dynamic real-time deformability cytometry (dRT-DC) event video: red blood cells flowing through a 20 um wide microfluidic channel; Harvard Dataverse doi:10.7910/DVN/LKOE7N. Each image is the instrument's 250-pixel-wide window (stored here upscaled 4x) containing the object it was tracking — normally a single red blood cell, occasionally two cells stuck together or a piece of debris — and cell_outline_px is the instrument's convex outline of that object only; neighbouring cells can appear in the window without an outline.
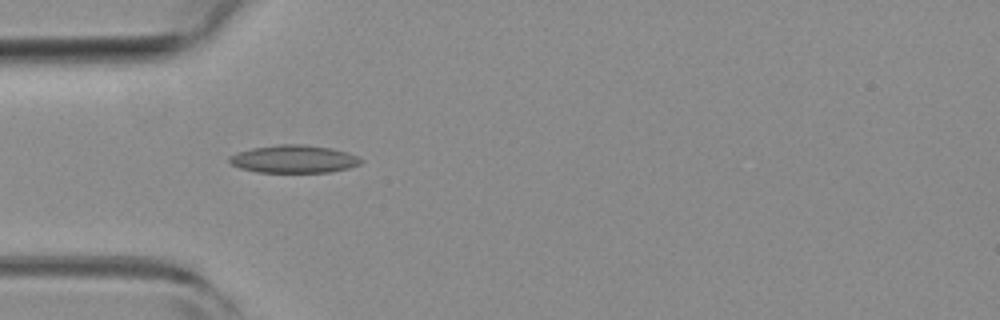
{"species": "common noctule bat (a hibernating species)", "species_latin": "Nyctalus noctula", "temperature_condition": "room temperature", "stored_images_in_passage": 5, "camera_frame_rate_fps": 3000, "um_per_image_px": 0.085, "animal": {"sex": "female", "body_mass_g": 19.3, "forearm_length_mm": 54.1}, "frame": {"image": 1, "passage_image": 4, "time_ms": 1.0, "image_size_px": [1000, 320], "cell_outline_px": [[364, 160], [360, 164], [348, 168], [328, 172], [256, 172], [240, 168], [232, 164], [228, 160], [228, 156], [236, 152], [252, 148], [276, 144], [304, 144], [332, 148], [348, 152]], "centroid_in_image_um": [24.96, 13.51], "position_along_channel_um": 60.0, "area_um2": 21.44}}
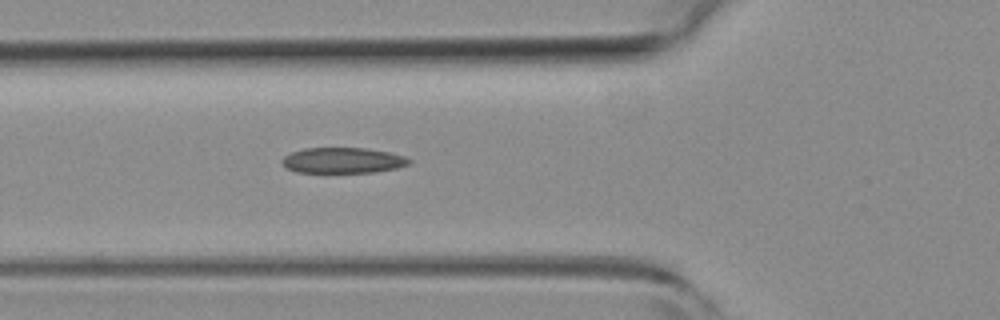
{"frame": {"image": 2, "passage_image": 5, "time_ms": 1.333, "image_size_px": [1000, 320], "cell_outline_px": [[412, 160], [408, 164], [396, 168], [372, 172], [296, 172], [288, 168], [280, 160], [284, 156], [292, 152], [304, 148], [368, 148], [388, 152], [404, 156]], "centroid_in_image_um": [29.13, 13.62], "position_along_channel_um": 96.7, "area_um2": 18.79}}